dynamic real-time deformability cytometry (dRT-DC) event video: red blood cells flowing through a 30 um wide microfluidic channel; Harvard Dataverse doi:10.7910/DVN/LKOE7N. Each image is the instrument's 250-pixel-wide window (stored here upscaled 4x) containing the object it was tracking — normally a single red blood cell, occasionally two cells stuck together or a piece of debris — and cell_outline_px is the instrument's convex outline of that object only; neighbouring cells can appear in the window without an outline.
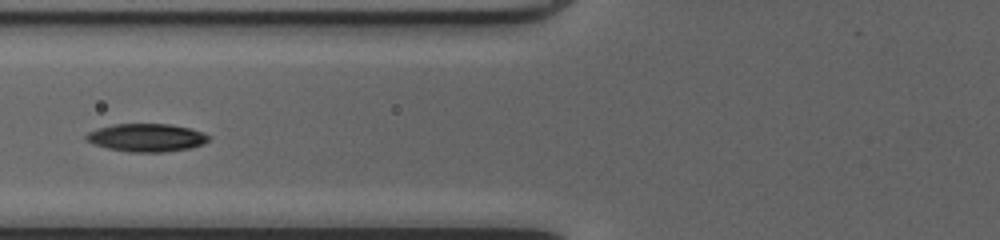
{"species": "common noctule bat (a hibernating species)", "species_latin": "Nyctalus noctula", "temperature_condition": "cold", "stored_images_in_passage": 32, "camera_frame_rate_fps": 3000, "um_per_image_px": 0.085, "animal": {"sex": "female", "body_mass_g": 20.0, "forearm_length_mm": 54.0}, "frame": {"image": 1, "passage_image": 18, "time_ms": 5.667, "image_size_px": [1000, 240], "cell_outline_px": [[208, 140], [204, 144], [188, 148], [164, 152], [128, 152], [108, 148], [84, 140], [84, 136], [88, 132], [112, 124], [172, 124], [204, 132], [208, 136]], "centroid_in_image_um": [12.44, 11.7], "position_along_channel_um": 113.4, "area_um2": 19.88}}
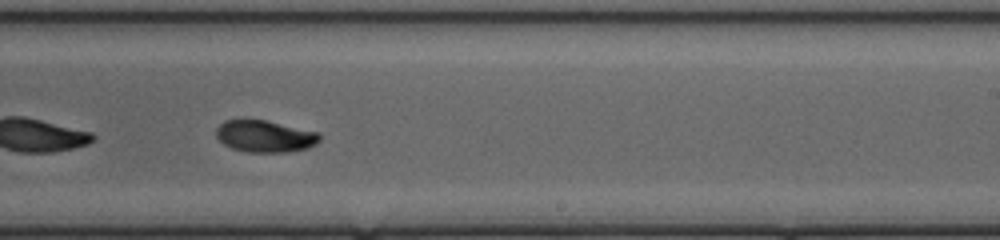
{"frame": {"image": 2, "passage_image": 29, "time_ms": 9.333, "image_size_px": [1000, 240], "cell_outline_px": [[320, 140], [316, 144], [308, 148], [288, 152], [248, 152], [232, 148], [224, 144], [216, 136], [216, 128], [224, 120], [240, 116], [244, 116], [264, 120], [320, 132]], "centroid_in_image_um": [22.48, 11.54], "position_along_channel_um": 266.5, "area_um2": 19.83}}